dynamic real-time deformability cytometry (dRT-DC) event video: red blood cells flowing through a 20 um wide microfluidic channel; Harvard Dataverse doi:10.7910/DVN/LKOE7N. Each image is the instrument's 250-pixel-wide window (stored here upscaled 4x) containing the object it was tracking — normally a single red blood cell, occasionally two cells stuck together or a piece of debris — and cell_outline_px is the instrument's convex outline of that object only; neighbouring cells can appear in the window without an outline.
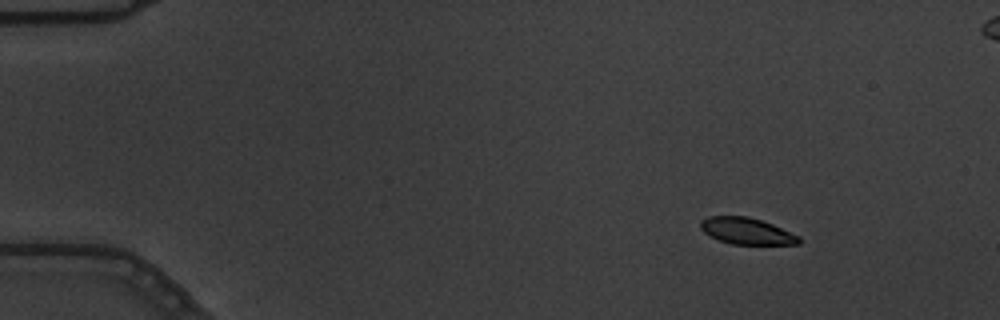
{"species": "common noctule bat (a hibernating species)", "species_latin": "Nyctalus noctula", "temperature_condition": "warm", "stored_images_in_passage": 5, "camera_frame_rate_fps": 3000, "um_per_image_px": 0.085, "animal": {"sex": "male", "body_mass_g": 19.5, "forearm_length_mm": 54.6}, "frame": {"image": 1, "passage_image": 1, "time_ms": 0.0, "image_size_px": [1000, 320], "cell_outline_px": [[800, 244], [732, 244], [708, 236], [700, 228], [700, 220], [708, 216], [748, 216], [772, 224], [800, 236]], "centroid_in_image_um": [63.44, 19.63], "position_along_channel_um": 21.6, "area_um2": 15.2}}